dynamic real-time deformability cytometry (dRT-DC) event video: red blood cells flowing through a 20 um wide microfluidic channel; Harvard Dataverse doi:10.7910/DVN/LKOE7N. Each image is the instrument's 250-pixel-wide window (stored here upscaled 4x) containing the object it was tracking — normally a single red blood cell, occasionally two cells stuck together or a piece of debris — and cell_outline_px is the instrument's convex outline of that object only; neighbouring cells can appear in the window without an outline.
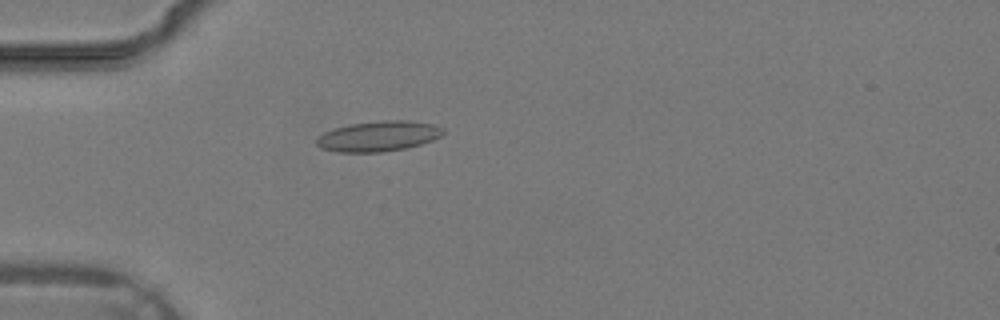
{"species": "common noctule bat (a hibernating species)", "species_latin": "Nyctalus noctula", "temperature_condition": "warm", "stored_images_in_passage": 19, "camera_frame_rate_fps": 3000, "um_per_image_px": 0.085, "animal": {"sex": "male", "body_mass_g": 19.2, "forearm_length_mm": 51.8}, "frame": {"image": 1, "passage_image": 3, "time_ms": 0.667, "image_size_px": [1000, 320], "cell_outline_px": [[444, 132], [440, 136], [432, 140], [420, 144], [404, 148], [380, 152], [336, 152], [320, 148], [316, 144], [316, 140], [324, 132], [336, 128], [352, 124], [380, 120], [408, 120], [432, 124], [444, 128]], "centroid_in_image_um": [32.16, 11.57], "position_along_channel_um": 52.8, "area_um2": 22.2}}
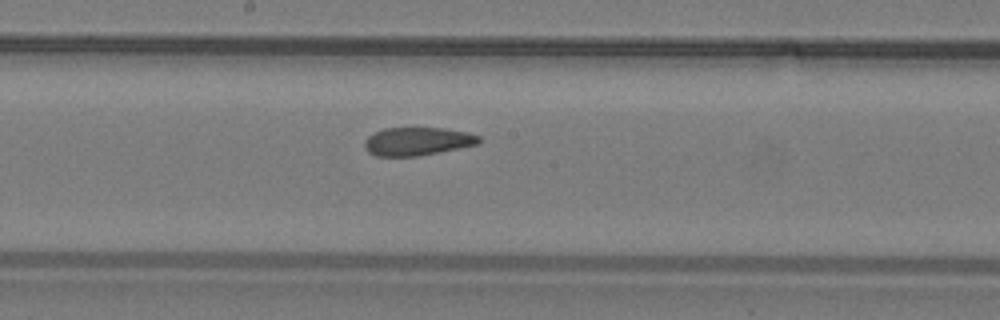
{"frame": {"image": 2, "passage_image": 12, "time_ms": 3.667, "image_size_px": [1000, 320], "cell_outline_px": [[480, 144], [440, 152], [416, 156], [376, 156], [368, 152], [364, 148], [364, 140], [368, 136], [384, 128], [444, 128], [468, 132], [480, 136]], "centroid_in_image_um": [35.49, 12.02], "position_along_channel_um": 212.7, "area_um2": 18.9}}
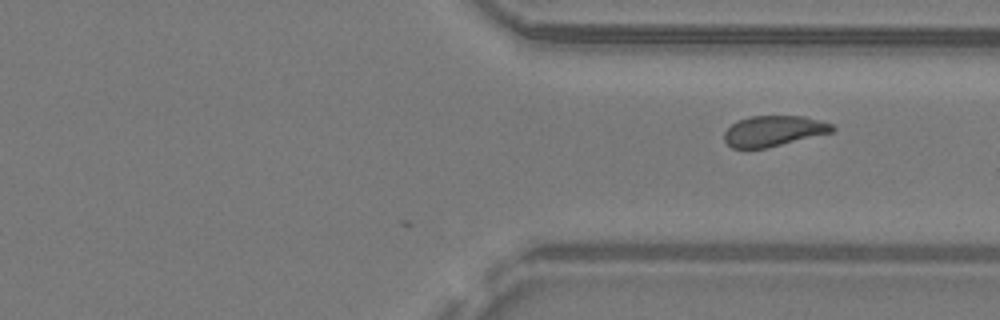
{"frame": {"image": 3, "passage_image": 19, "time_ms": 6.0, "image_size_px": [1000, 320], "cell_outline_px": [[836, 128], [832, 132], [768, 148], [732, 148], [724, 140], [724, 132], [732, 124], [740, 120], [752, 116], [804, 116], [832, 124]], "centroid_in_image_um": [65.76, 11.14], "position_along_channel_um": 345.6, "area_um2": 19.13}}